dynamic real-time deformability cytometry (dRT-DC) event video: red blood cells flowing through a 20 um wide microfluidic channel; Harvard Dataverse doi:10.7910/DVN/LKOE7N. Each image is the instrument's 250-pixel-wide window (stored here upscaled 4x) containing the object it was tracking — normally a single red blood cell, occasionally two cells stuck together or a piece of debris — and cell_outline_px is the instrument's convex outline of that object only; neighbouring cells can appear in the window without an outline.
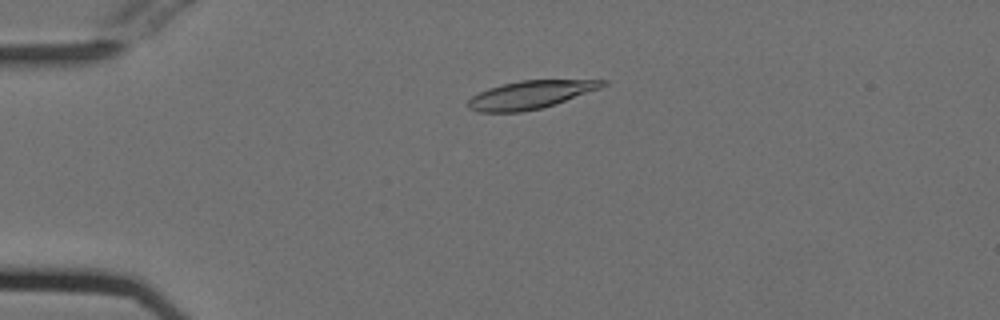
{"species": "Egyptian fruit bat (a non-hibernating species)", "species_latin": "Rousettus aegyptiacus", "temperature_condition": "cold", "stored_images_in_passage": 54, "camera_frame_rate_fps": 3000, "um_per_image_px": 0.085, "animal": {"sex": "female"}, "frame": {"image": 1, "passage_image": 13, "time_ms": 4.0, "image_size_px": [1000, 320], "cell_outline_px": [[608, 84], [600, 88], [540, 108], [520, 112], [476, 112], [468, 108], [464, 104], [472, 96], [488, 88], [520, 80], [608, 80]], "centroid_in_image_um": [45.01, 8.05], "position_along_channel_um": 40.0, "area_um2": 21.68}}
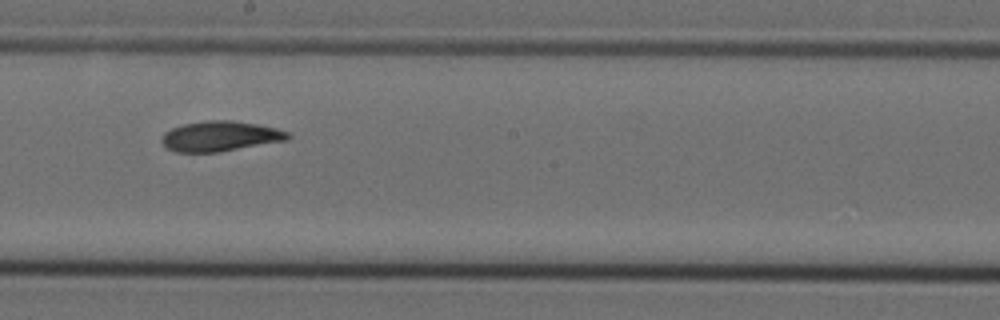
{"frame": {"image": 2, "passage_image": 31, "time_ms": 10.0, "image_size_px": [1000, 320], "cell_outline_px": [[288, 136], [284, 140], [220, 152], [176, 152], [168, 148], [160, 140], [160, 136], [164, 132], [172, 128], [184, 124], [208, 120], [232, 120], [256, 124], [276, 128], [288, 132]], "centroid_in_image_um": [18.65, 11.57], "position_along_channel_um": 229.6, "area_um2": 21.91}}
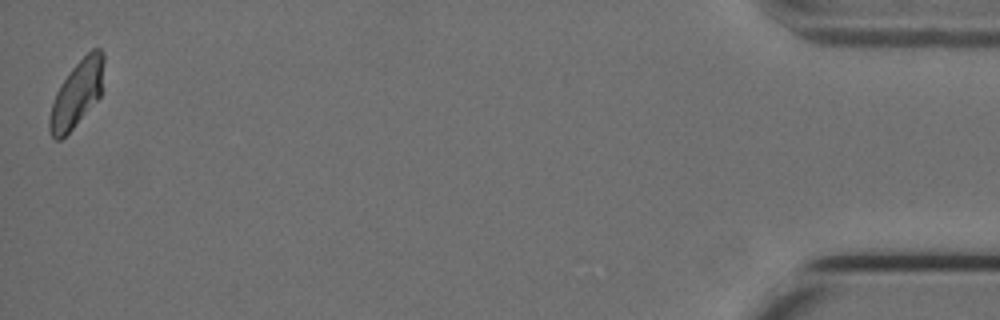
{"frame": {"image": 3, "passage_image": 54, "time_ms": 17.667, "image_size_px": [1000, 320], "cell_outline_px": [[104, 60], [100, 96], [72, 128], [60, 140], [56, 140], [52, 136], [48, 128], [48, 116], [56, 92], [60, 84], [72, 68], [92, 48], [100, 48], [104, 52]], "centroid_in_image_um": [6.51, 7.95], "position_along_channel_um": 428.7, "area_um2": 20.63}, "authors_computed_cell_mechanics": {"area_um2": 21.8773, "velocity_mm_per_s": 3.7399, "shape_relaxation_time_tau1_ms": 8.3635, "shape_relaxation_time_tau2_ms": 6.5859, "deformation_change_tau1": 0.1808, "deformation_change_tau2": 0.1054}}